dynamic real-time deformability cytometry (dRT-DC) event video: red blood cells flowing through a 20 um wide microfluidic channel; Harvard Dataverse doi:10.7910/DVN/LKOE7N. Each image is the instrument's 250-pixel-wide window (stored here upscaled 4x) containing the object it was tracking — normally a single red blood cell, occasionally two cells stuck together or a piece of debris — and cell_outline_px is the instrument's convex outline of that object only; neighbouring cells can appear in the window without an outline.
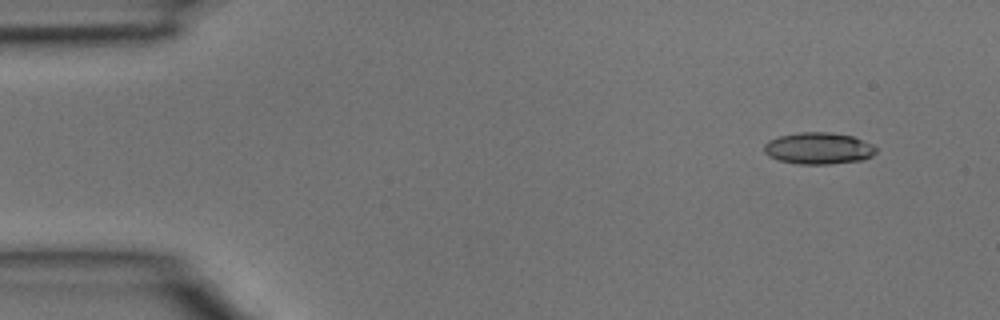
{"species": "common noctule bat (a hibernating species)", "species_latin": "Nyctalus noctula", "temperature_condition": "room temperature", "stored_images_in_passage": 3, "camera_frame_rate_fps": 3000, "um_per_image_px": 0.085, "animal": {"sex": "male", "body_mass_g": 15.6}, "frame": {"image": 1, "passage_image": 1, "time_ms": 0.0, "image_size_px": [1000, 320], "cell_outline_px": [[876, 152], [872, 156], [864, 160], [828, 164], [796, 164], [780, 160], [768, 156], [764, 152], [764, 144], [768, 140], [780, 136], [800, 132], [828, 132], [852, 136], [872, 144], [876, 148]], "centroid_in_image_um": [69.57, 12.61], "position_along_channel_um": 15.4, "area_um2": 20.69}}